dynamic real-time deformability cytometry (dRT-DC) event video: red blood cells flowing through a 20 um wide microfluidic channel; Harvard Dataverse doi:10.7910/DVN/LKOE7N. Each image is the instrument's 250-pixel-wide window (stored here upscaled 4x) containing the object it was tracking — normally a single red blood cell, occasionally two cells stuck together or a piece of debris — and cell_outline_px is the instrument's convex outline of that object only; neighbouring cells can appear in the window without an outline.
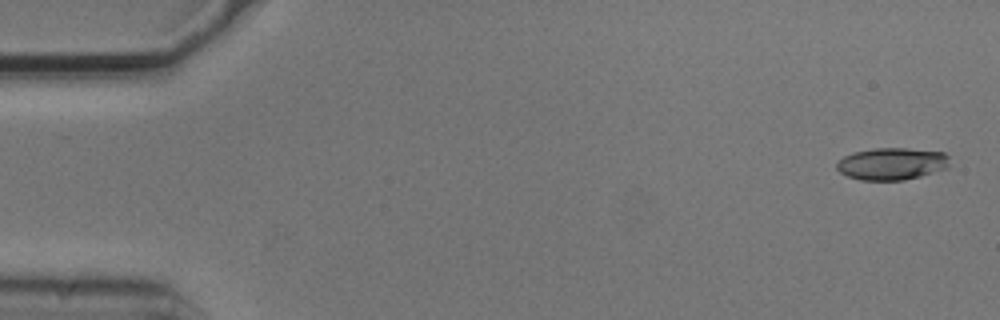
{"species": "common noctule bat (a hibernating species)", "species_latin": "Nyctalus noctula", "temperature_condition": "cold", "stored_images_in_passage": 5, "camera_frame_rate_fps": 3000, "um_per_image_px": 0.085, "animal": {"sex": "male", "body_mass_g": 20.5, "forearm_length_mm": 52.5}, "frame": {"image": 1, "passage_image": 1, "time_ms": 0.0, "image_size_px": [1000, 320], "cell_outline_px": [[948, 168], [920, 176], [904, 180], [860, 180], [848, 176], [840, 172], [836, 168], [836, 164], [844, 156], [852, 152], [876, 148], [908, 148], [944, 152], [948, 156]], "centroid_in_image_um": [75.8, 13.91], "position_along_channel_um": 9.2, "area_um2": 21.15}}
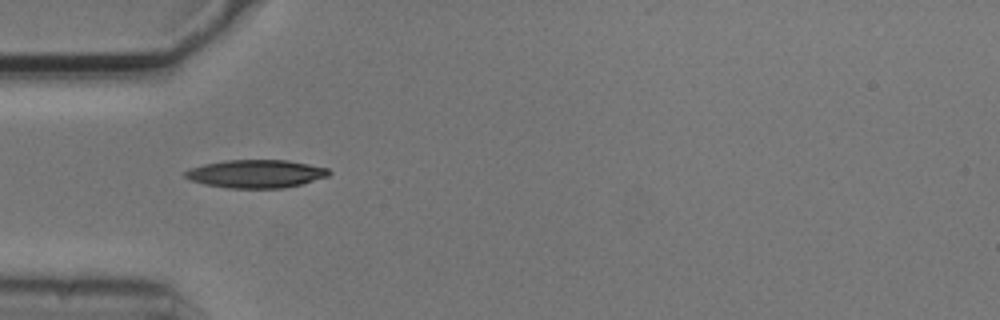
{"frame": {"image": 2, "passage_image": 5, "time_ms": 1.333, "image_size_px": [1000, 320], "cell_outline_px": [[332, 172], [328, 176], [300, 184], [284, 188], [228, 188], [204, 184], [188, 180], [184, 176], [184, 172], [192, 168], [204, 164], [228, 160], [288, 160], [328, 168]], "centroid_in_image_um": [21.75, 14.77], "position_along_channel_um": 63.3, "area_um2": 23.47}}